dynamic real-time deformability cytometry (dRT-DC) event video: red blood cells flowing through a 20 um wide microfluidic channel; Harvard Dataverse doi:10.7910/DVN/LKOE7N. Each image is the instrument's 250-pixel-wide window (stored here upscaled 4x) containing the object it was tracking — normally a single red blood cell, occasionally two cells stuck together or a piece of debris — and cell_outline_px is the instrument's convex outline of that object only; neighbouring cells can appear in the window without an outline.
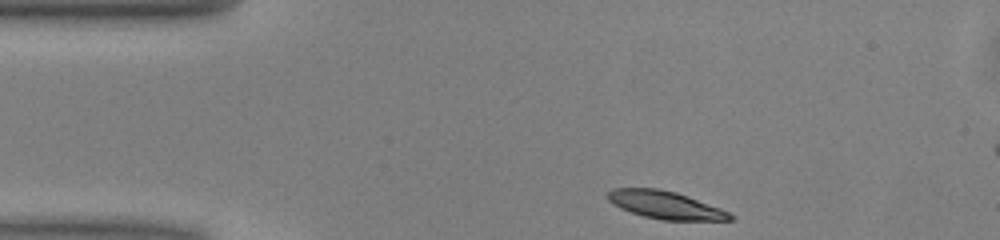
{"species": "common noctule bat (a hibernating species)", "species_latin": "Nyctalus noctula", "temperature_condition": "warm", "stored_images_in_passage": 44, "camera_frame_rate_fps": 3000, "um_per_image_px": 0.085, "animal": {"sex": "male", "body_mass_g": 13.0, "forearm_length_mm": 53.1}, "frame": {"image": 1, "passage_image": 1, "time_ms": 0.0, "image_size_px": [1000, 240], "cell_outline_px": [[736, 216], [732, 220], [664, 220], [644, 216], [620, 208], [612, 204], [608, 200], [608, 192], [612, 188], [656, 188], [676, 192], [688, 196], [720, 208]], "centroid_in_image_um": [56.56, 17.42], "position_along_channel_um": 28.4, "area_um2": 19.65}}
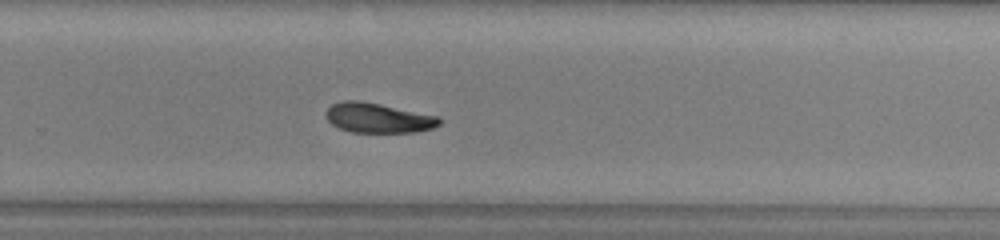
{"frame": {"image": 2, "passage_image": 25, "time_ms": 8.0, "image_size_px": [1000, 240], "cell_outline_px": [[440, 124], [432, 128], [416, 132], [352, 132], [340, 128], [332, 124], [324, 116], [324, 112], [332, 104], [344, 100], [360, 100], [440, 116]], "centroid_in_image_um": [32.12, 10.01], "position_along_channel_um": 297.7, "area_um2": 19.77}}
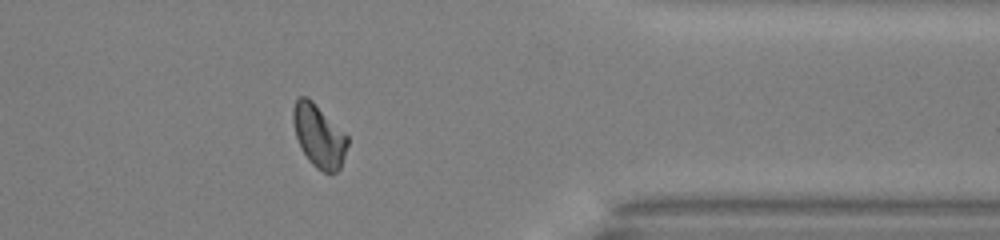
{"frame": {"image": 3, "passage_image": 33, "time_ms": 10.667, "image_size_px": [1000, 240], "cell_outline_px": [[348, 144], [340, 168], [336, 172], [324, 172], [316, 168], [308, 160], [300, 148], [296, 136], [292, 120], [292, 108], [296, 100], [300, 96], [308, 96], [348, 136]], "centroid_in_image_um": [27.08, 11.54], "position_along_channel_um": 384.3, "area_um2": 19.94}, "authors_computed_cell_mechanics": {"area_um2": 20.2011, "velocity_mm_per_s": 3.9972, "shape_relaxation_time_tau1_ms": 2.9447, "shape_relaxation_time_tau2_ms": null, "deformation_change_tau1": 0.1318, "deformation_change_tau2": null}}